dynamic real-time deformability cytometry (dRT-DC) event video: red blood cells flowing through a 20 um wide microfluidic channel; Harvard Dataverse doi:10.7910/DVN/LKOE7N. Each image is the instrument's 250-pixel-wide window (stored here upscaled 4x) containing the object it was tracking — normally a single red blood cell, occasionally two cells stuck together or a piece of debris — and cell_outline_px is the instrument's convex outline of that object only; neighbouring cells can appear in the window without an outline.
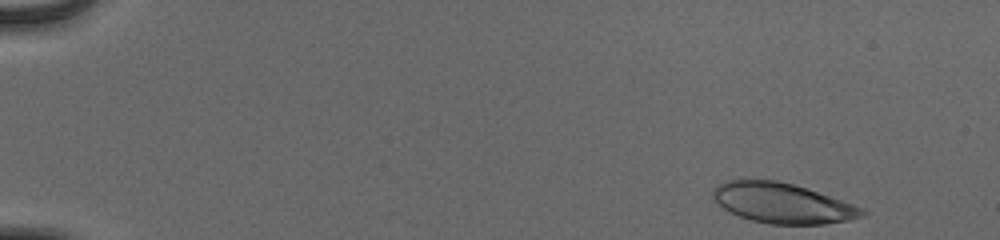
{"species": "human", "species_latin": "Homo sapiens", "temperature_condition": "cold", "stored_images_in_passage": 50, "camera_frame_rate_fps": 3000, "um_per_image_px": 0.085, "donor": {"sex": "male"}, "frame": {"image": 1, "passage_image": 1, "time_ms": 0.0, "image_size_px": [1000, 240], "cell_outline_px": [[868, 212], [864, 216], [848, 220], [824, 224], [768, 224], [752, 220], [740, 216], [724, 208], [712, 200], [712, 192], [720, 184], [728, 180], [744, 176], [776, 180], [792, 184], [864, 208]], "centroid_in_image_um": [66.45, 17.24], "position_along_channel_um": 18.6, "area_um2": 35.08}}
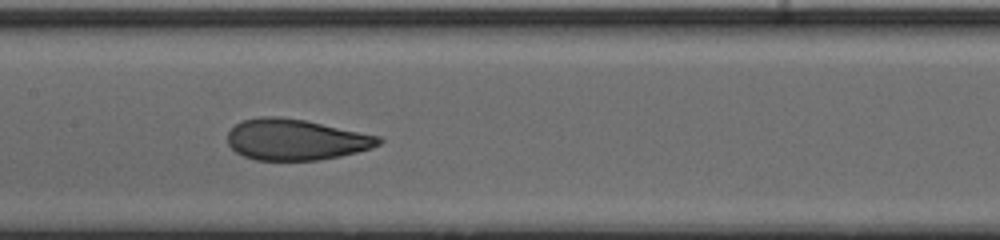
{"frame": {"image": 2, "passage_image": 25, "time_ms": 8.0, "image_size_px": [1000, 240], "cell_outline_px": [[384, 140], [380, 144], [372, 148], [340, 156], [316, 160], [256, 160], [244, 156], [236, 152], [228, 144], [228, 132], [236, 124], [244, 120], [260, 116], [280, 116], [304, 120], [380, 136]], "centroid_in_image_um": [25.14, 11.86], "position_along_channel_um": 182.3, "area_um2": 36.01}}
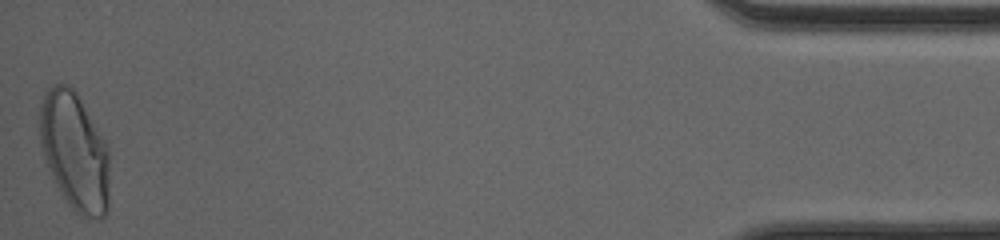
{"frame": {"image": 3, "passage_image": 50, "time_ms": 16.333, "image_size_px": [1000, 240], "cell_outline_px": [[108, 208], [104, 216], [100, 220], [80, 216], [68, 204], [56, 184], [52, 176], [44, 156], [40, 144], [40, 104], [44, 92], [48, 88], [56, 84], [68, 84], [76, 92], [108, 140]], "centroid_in_image_um": [6.37, 12.85], "position_along_channel_um": 428.8, "area_um2": 48.49}, "authors_computed_cell_mechanics": {"area_um2": 36.6741, "velocity_mm_per_s": 3.9067, "shape_relaxation_time_tau1_ms": 3.9647, "shape_relaxation_time_tau2_ms": 0.6944, "deformation_change_tau1": 0.1724, "deformation_change_tau2": 0.0653}}